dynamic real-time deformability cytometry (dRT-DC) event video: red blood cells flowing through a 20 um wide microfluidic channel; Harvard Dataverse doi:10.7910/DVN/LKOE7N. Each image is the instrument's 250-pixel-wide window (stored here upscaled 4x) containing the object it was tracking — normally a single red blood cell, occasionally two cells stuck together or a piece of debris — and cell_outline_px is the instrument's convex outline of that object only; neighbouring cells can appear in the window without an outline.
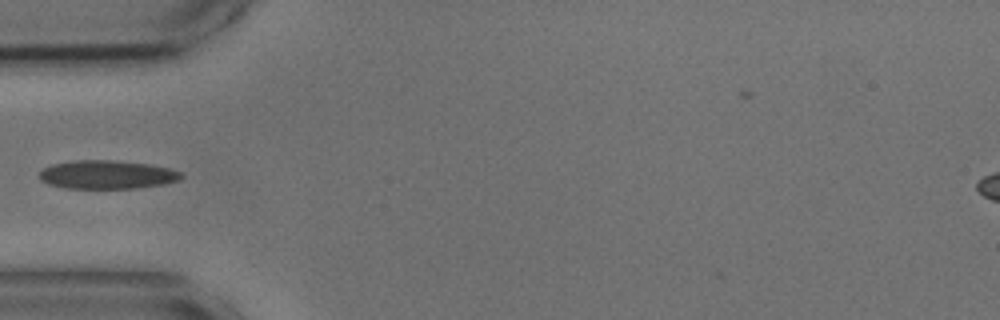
{"species": "common noctule bat (a hibernating species)", "species_latin": "Nyctalus noctula", "temperature_condition": "cold", "stored_images_in_passage": 35, "camera_frame_rate_fps": 3000, "um_per_image_px": 0.085, "animal": {"sex": "male", "body_mass_g": 17.9, "forearm_length_mm": 54.2}, "frame": {"image": 1, "passage_image": 1, "time_ms": 0.0, "image_size_px": [1000, 320], "cell_outline_px": [[184, 176], [180, 180], [164, 184], [136, 188], [64, 188], [48, 184], [40, 180], [40, 172], [44, 168], [52, 164], [76, 160], [112, 160], [148, 164], [168, 168], [180, 172]], "centroid_in_image_um": [9.1, 14.85], "position_along_channel_um": 75.9, "area_um2": 23.52}}
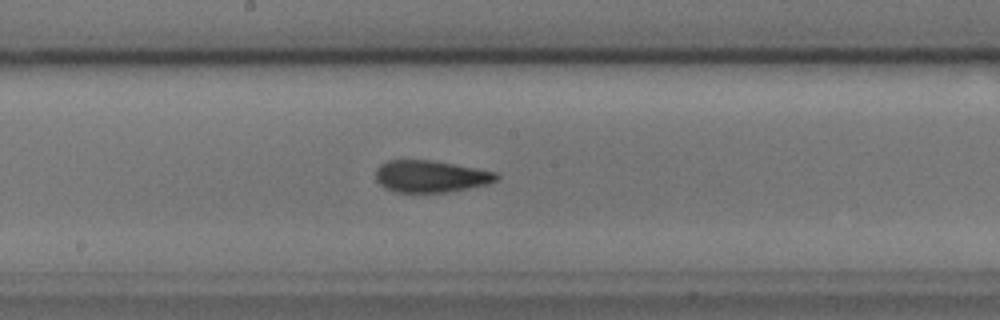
{"frame": {"image": 2, "passage_image": 12, "time_ms": 3.667, "image_size_px": [1000, 320], "cell_outline_px": [[500, 180], [488, 184], [444, 192], [396, 192], [384, 188], [376, 180], [376, 168], [380, 164], [388, 160], [432, 160], [476, 168], [496, 172], [500, 176]], "centroid_in_image_um": [36.6, 14.98], "position_along_channel_um": 211.6, "area_um2": 22.48}}
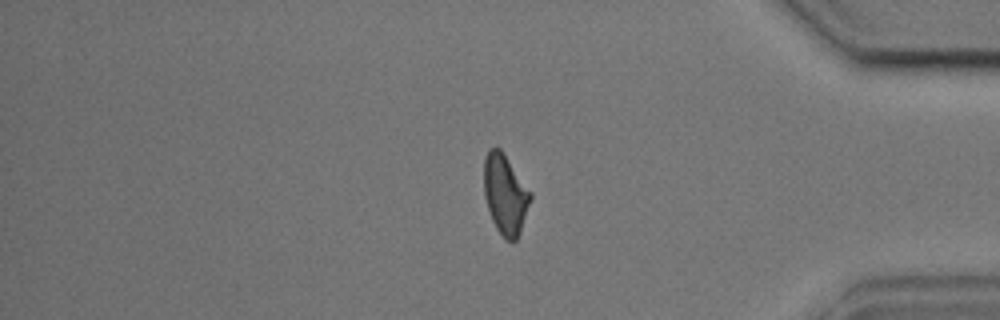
{"frame": {"image": 3, "passage_image": 29, "time_ms": 9.333, "image_size_px": [1000, 320], "cell_outline_px": [[532, 196], [520, 232], [516, 240], [504, 240], [496, 228], [492, 220], [484, 196], [484, 160], [488, 148], [500, 148], [532, 192]], "centroid_in_image_um": [42.94, 16.51], "position_along_channel_um": 392.3, "area_um2": 21.62}}